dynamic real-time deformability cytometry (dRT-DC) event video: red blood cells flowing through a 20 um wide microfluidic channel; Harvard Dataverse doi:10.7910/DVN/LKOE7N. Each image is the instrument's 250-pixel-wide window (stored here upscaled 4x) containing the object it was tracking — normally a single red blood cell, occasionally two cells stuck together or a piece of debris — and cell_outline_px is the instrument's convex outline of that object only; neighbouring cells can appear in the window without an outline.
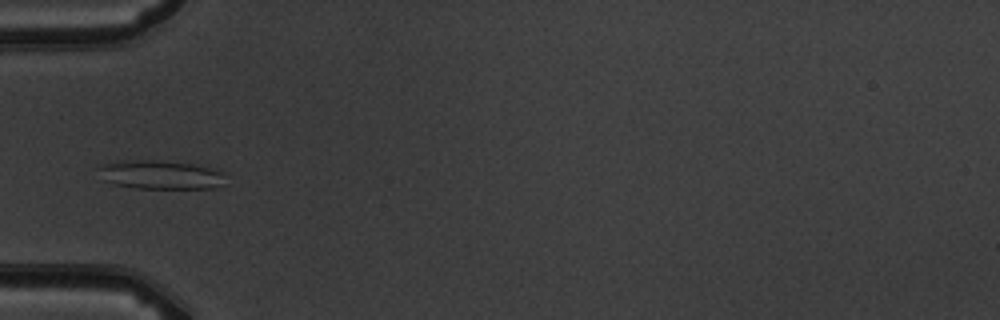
{"species": "common noctule bat (a hibernating species)", "species_latin": "Nyctalus noctula", "temperature_condition": "warm", "stored_images_in_passage": 5, "camera_frame_rate_fps": 3000, "um_per_image_px": 0.085, "animal": {"sex": "male", "body_mass_g": 19.5, "forearm_length_mm": 54.6}, "frame": {"image": 1, "passage_image": 5, "time_ms": 4.333, "image_size_px": [1000, 320], "cell_outline_px": [[224, 184], [212, 188], [136, 188], [112, 184], [104, 180], [96, 168], [100, 164], [116, 160], [152, 160], [192, 164], [212, 168], [220, 172], [224, 176]], "centroid_in_image_um": [13.55, 14.85], "position_along_channel_um": 71.4, "area_um2": 21.39}}